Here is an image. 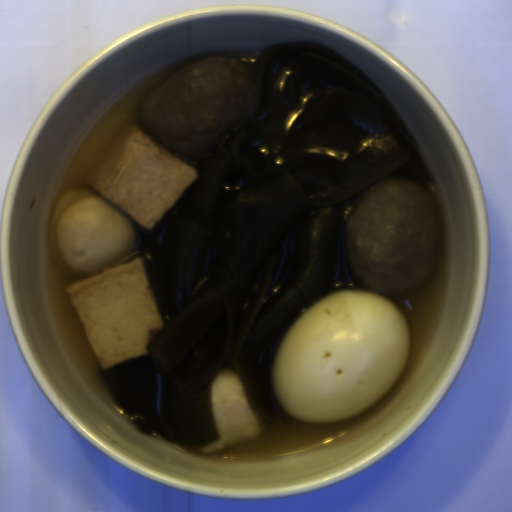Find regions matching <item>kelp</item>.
Instances as JSON below:
<instances>
[{
	"mask_svg": "<svg viewBox=\"0 0 512 512\" xmlns=\"http://www.w3.org/2000/svg\"><path fill=\"white\" fill-rule=\"evenodd\" d=\"M256 111L191 167L155 267L163 328L120 362L109 395L146 432L219 439L208 384L233 369L247 393L257 363L315 300L328 232L389 177L430 182L396 111L334 50L269 48Z\"/></svg>",
	"mask_w": 512,
	"mask_h": 512,
	"instance_id": "kelp-1",
	"label": "kelp"
}]
</instances>
